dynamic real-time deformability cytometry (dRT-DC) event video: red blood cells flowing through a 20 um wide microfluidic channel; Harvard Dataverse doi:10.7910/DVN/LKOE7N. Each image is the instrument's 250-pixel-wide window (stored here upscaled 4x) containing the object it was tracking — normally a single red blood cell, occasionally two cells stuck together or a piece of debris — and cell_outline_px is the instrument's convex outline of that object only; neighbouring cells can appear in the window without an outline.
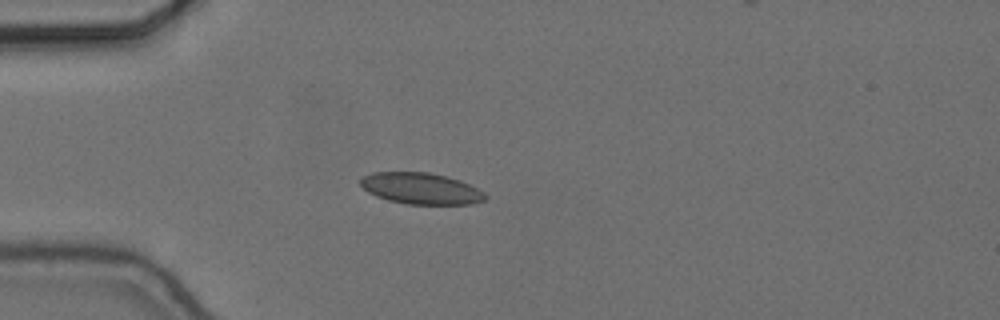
{"species": "common noctule bat (a hibernating species)", "species_latin": "Nyctalus noctula", "temperature_condition": "cold", "stored_images_in_passage": 42, "camera_frame_rate_fps": 3000, "um_per_image_px": 0.085, "animal": {"sex": "female", "body_mass_g": 24.6, "forearm_length_mm": 56.2}, "frame": {"image": 1, "passage_image": 1, "time_ms": 0.0, "image_size_px": [1000, 320], "cell_outline_px": [[488, 196], [484, 200], [472, 204], [408, 204], [388, 200], [376, 196], [368, 192], [360, 184], [360, 180], [364, 176], [372, 172], [428, 172], [448, 176], [460, 180], [484, 192]], "centroid_in_image_um": [35.79, 16.02], "position_along_channel_um": 49.2, "area_um2": 22.77}}
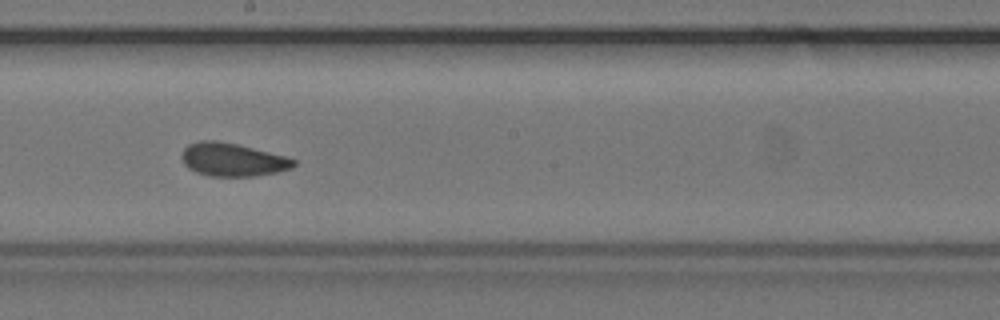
{"frame": {"image": 2, "passage_image": 17, "time_ms": 5.333, "image_size_px": [1000, 320], "cell_outline_px": [[296, 164], [292, 168], [276, 172], [256, 176], [212, 176], [196, 172], [188, 168], [184, 164], [180, 156], [184, 148], [188, 144], [200, 140], [216, 140], [236, 144], [284, 156], [296, 160]], "centroid_in_image_um": [19.73, 13.57], "position_along_channel_um": 228.5, "area_um2": 21.56}}
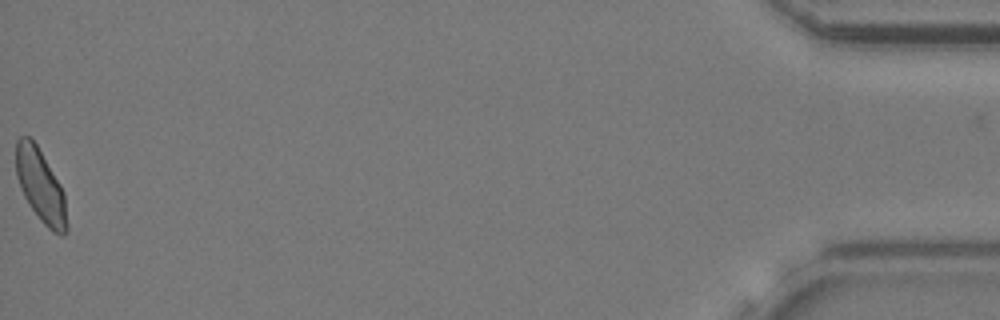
{"frame": {"image": 3, "passage_image": 42, "time_ms": 13.667, "image_size_px": [1000, 320], "cell_outline_px": [[68, 228], [64, 236], [60, 236], [52, 232], [40, 220], [28, 204], [20, 188], [16, 176], [16, 140], [20, 136], [28, 136], [36, 144], [60, 184], [64, 192], [68, 224]], "centroid_in_image_um": [3.46, 15.84], "position_along_channel_um": 431.7, "area_um2": 21.79}, "authors_computed_cell_mechanics": {"area_um2": 21.675, "velocity_mm_per_s": 3.6455, "shape_relaxation_time_tau1_ms": null, "shape_relaxation_time_tau2_ms": 1.1408, "deformation_change_tau1": null, "deformation_change_tau2": 0.0526}}